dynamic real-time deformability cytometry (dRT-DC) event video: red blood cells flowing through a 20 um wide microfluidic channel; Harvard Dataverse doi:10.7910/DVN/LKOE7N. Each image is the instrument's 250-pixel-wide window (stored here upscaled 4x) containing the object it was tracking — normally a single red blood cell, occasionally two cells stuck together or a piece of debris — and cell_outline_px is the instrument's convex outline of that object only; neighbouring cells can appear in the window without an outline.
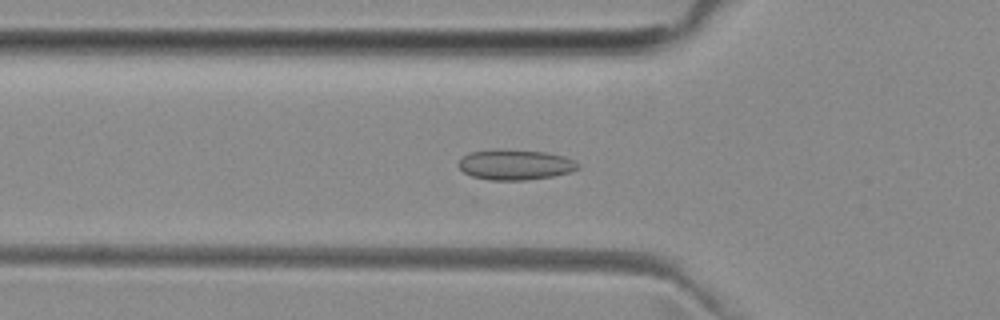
{"species": "common noctule bat (a hibernating species)", "species_latin": "Nyctalus noctula", "temperature_condition": "room temperature", "stored_images_in_passage": 34, "camera_frame_rate_fps": 3000, "um_per_image_px": 0.085, "animal": {"sex": "female", "body_mass_g": 29.2, "forearm_length_mm": 56.3}, "frame": {"image": 1, "passage_image": 7, "time_ms": 2.0, "image_size_px": [1000, 320], "cell_outline_px": [[580, 168], [568, 172], [552, 176], [524, 180], [488, 180], [472, 176], [464, 172], [456, 164], [464, 156], [472, 152], [492, 148], [500, 148], [548, 152], [564, 156], [580, 164]], "centroid_in_image_um": [43.77, 13.98], "position_along_channel_um": 82.0, "area_um2": 21.33}}
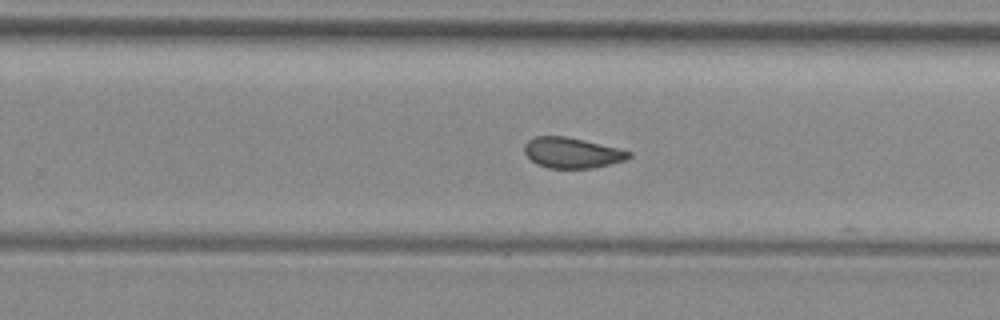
{"frame": {"image": 2, "passage_image": 22, "time_ms": 7.0, "image_size_px": [1000, 320], "cell_outline_px": [[632, 156], [628, 160], [592, 168], [548, 168], [536, 164], [524, 152], [524, 144], [528, 140], [536, 136], [564, 136], [584, 140], [632, 152]], "centroid_in_image_um": [48.62, 12.99], "position_along_channel_um": 281.2, "area_um2": 18.55}}
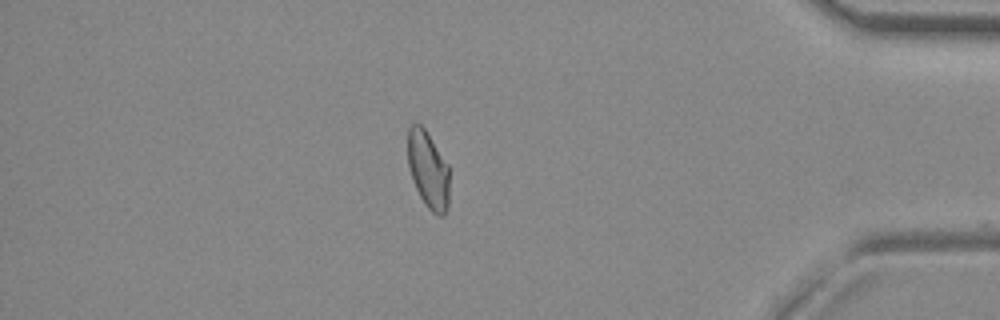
{"frame": {"image": 3, "passage_image": 34, "time_ms": 11.0, "image_size_px": [1000, 320], "cell_outline_px": [[448, 204], [444, 216], [436, 216], [428, 208], [420, 196], [412, 180], [408, 164], [408, 128], [412, 124], [420, 124], [424, 128], [448, 164]], "centroid_in_image_um": [36.39, 14.45], "position_along_channel_um": 398.8, "area_um2": 18.55}}